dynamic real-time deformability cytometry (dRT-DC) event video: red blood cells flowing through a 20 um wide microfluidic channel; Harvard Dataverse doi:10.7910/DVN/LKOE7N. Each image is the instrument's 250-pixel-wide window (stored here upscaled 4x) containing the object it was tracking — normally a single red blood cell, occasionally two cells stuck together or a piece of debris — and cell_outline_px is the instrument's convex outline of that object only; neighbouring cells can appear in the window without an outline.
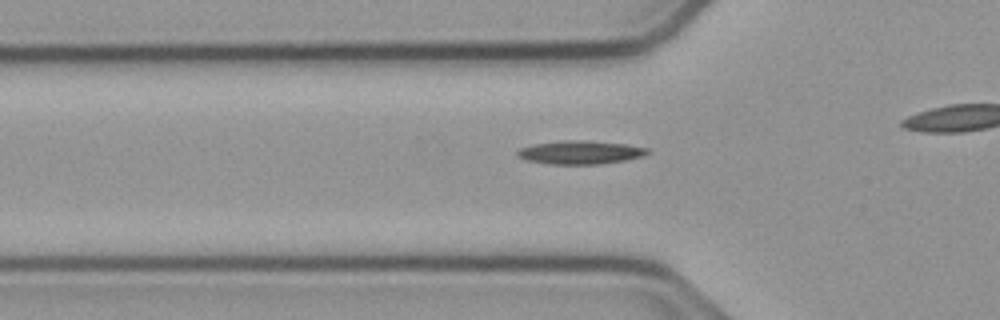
{"species": "common noctule bat (a hibernating species)", "species_latin": "Nyctalus noctula", "temperature_condition": "cold", "stored_images_in_passage": 28, "camera_frame_rate_fps": 3000, "um_per_image_px": 0.085, "animal": {"sex": "male", "body_mass_g": 23.1, "forearm_length_mm": 52.7}, "frame": {"image": 1, "passage_image": 3, "time_ms": 0.667, "image_size_px": [1000, 320], "cell_outline_px": [[652, 152], [644, 156], [604, 164], [548, 164], [528, 160], [516, 156], [516, 152], [520, 148], [536, 144], [564, 140], [588, 140], [628, 144], [648, 148]], "centroid_in_image_um": [49.38, 12.95], "position_along_channel_um": 76.4, "area_um2": 17.92}}
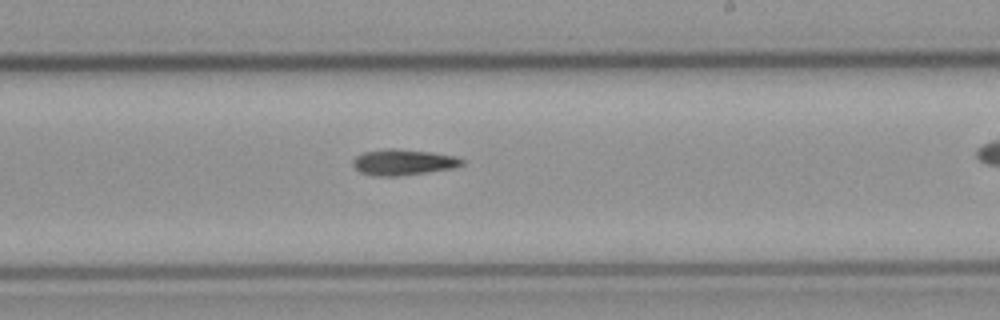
{"frame": {"image": 2, "passage_image": 17, "time_ms": 5.333, "image_size_px": [1000, 320], "cell_outline_px": [[464, 164], [452, 168], [428, 172], [400, 176], [372, 176], [360, 172], [352, 164], [352, 160], [356, 156], [364, 152], [388, 148], [396, 148], [428, 152], [456, 156], [464, 160]], "centroid_in_image_um": [34.25, 13.79], "position_along_channel_um": 254.8, "area_um2": 16.47}}
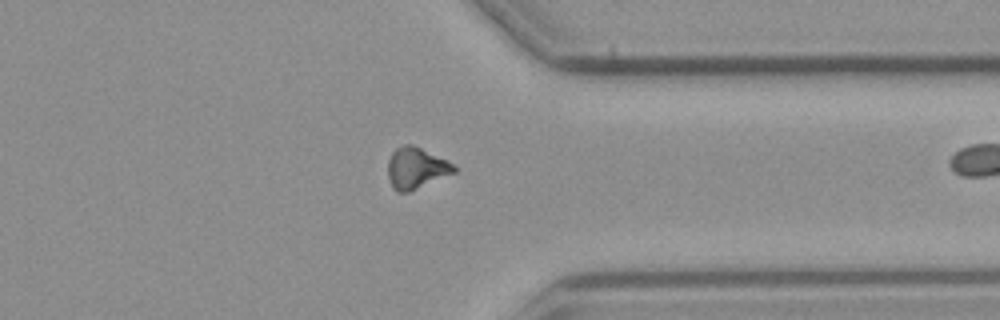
{"frame": {"image": 3, "passage_image": 27, "time_ms": 8.667, "image_size_px": [1000, 320], "cell_outline_px": [[456, 172], [408, 192], [396, 192], [392, 188], [388, 176], [388, 160], [392, 152], [396, 148], [404, 144], [412, 144], [452, 164], [456, 168]], "centroid_in_image_um": [35.32, 14.3], "position_along_channel_um": 376.1, "area_um2": 15.61}}